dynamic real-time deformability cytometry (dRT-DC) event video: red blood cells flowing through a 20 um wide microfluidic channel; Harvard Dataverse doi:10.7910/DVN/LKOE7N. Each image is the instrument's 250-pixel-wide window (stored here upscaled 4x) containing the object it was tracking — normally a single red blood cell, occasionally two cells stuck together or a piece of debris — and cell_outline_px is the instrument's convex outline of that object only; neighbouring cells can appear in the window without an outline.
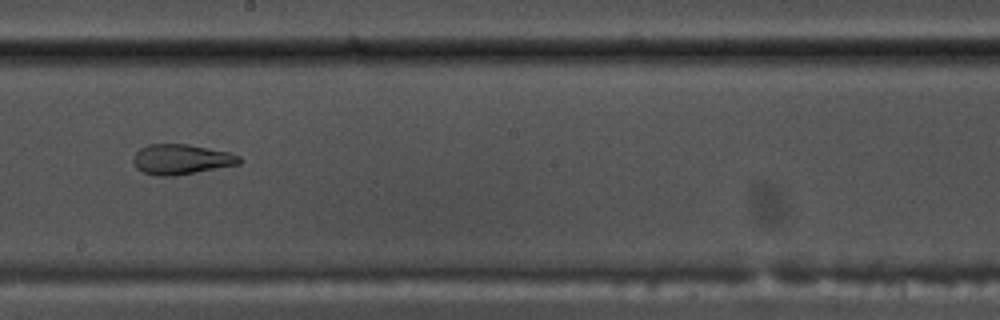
{"species": "common noctule bat (a hibernating species)", "species_latin": "Nyctalus noctula", "temperature_condition": "warm", "stored_images_in_passage": 30, "camera_frame_rate_fps": 3000, "um_per_image_px": 0.085, "animal": {"sex": "male", "body_mass_g": 17.5, "forearm_length_mm": 52.3}, "frame": {"image": 1, "passage_image": 20, "time_ms": 6.333, "image_size_px": [1000, 320], "cell_outline_px": [[240, 164], [196, 172], [172, 176], [156, 176], [144, 172], [136, 168], [132, 164], [132, 156], [140, 148], [148, 144], [188, 144], [232, 152], [240, 156]], "centroid_in_image_um": [15.39, 13.53], "position_along_channel_um": 232.8, "area_um2": 18.84}}